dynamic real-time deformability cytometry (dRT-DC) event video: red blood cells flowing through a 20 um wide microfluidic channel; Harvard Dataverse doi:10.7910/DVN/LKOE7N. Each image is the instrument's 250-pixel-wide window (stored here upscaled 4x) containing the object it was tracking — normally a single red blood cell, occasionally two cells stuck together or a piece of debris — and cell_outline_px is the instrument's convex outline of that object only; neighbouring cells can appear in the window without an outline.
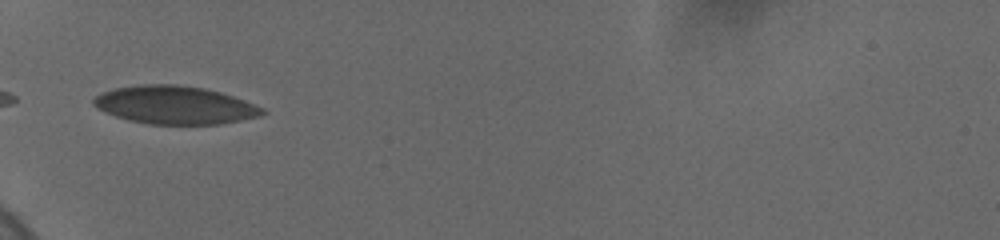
{"species": "human", "species_latin": "Homo sapiens", "temperature_condition": "cold", "stored_images_in_passage": 17, "camera_frame_rate_fps": 3000, "um_per_image_px": 0.085, "donor": {"sex": "female"}, "frame": {"image": 1, "passage_image": 1, "time_ms": 0.0, "image_size_px": [1000, 240], "cell_outline_px": [[268, 112], [260, 116], [220, 124], [148, 124], [128, 120], [116, 116], [96, 108], [92, 104], [92, 100], [100, 92], [116, 88], [140, 84], [176, 84], [204, 88], [220, 92], [244, 100], [264, 108]], "centroid_in_image_um": [14.85, 8.92], "position_along_channel_um": 70.2, "area_um2": 37.51}}
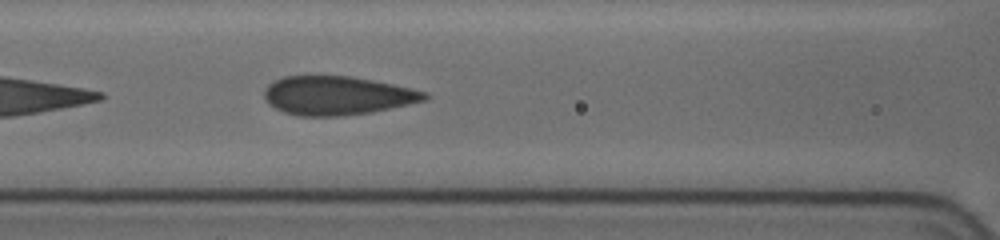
{"frame": {"image": 2, "passage_image": 7, "time_ms": 2.0, "image_size_px": [1000, 240], "cell_outline_px": [[428, 96], [424, 100], [408, 104], [372, 112], [340, 116], [300, 116], [284, 112], [268, 104], [264, 100], [264, 88], [268, 84], [284, 76], [352, 76], [412, 88], [428, 92]], "centroid_in_image_um": [28.63, 8.12], "position_along_channel_um": 138.0, "area_um2": 36.18}}
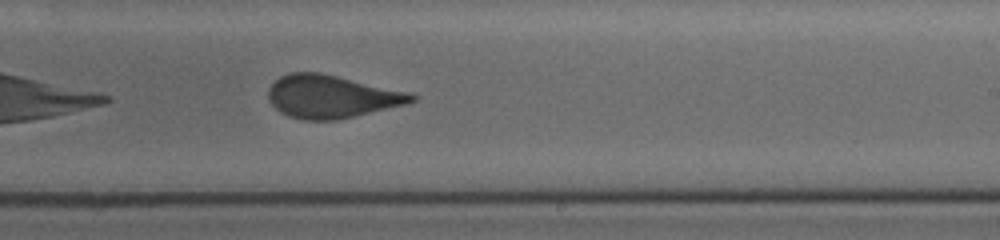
{"frame": {"image": 3, "passage_image": 17, "time_ms": 5.333, "image_size_px": [1000, 240], "cell_outline_px": [[420, 96], [416, 100], [408, 104], [336, 120], [304, 120], [288, 116], [280, 112], [272, 104], [268, 96], [268, 88], [280, 76], [288, 72], [320, 72], [412, 92]], "centroid_in_image_um": [28.22, 8.2], "position_along_channel_um": 260.8, "area_um2": 36.13}}